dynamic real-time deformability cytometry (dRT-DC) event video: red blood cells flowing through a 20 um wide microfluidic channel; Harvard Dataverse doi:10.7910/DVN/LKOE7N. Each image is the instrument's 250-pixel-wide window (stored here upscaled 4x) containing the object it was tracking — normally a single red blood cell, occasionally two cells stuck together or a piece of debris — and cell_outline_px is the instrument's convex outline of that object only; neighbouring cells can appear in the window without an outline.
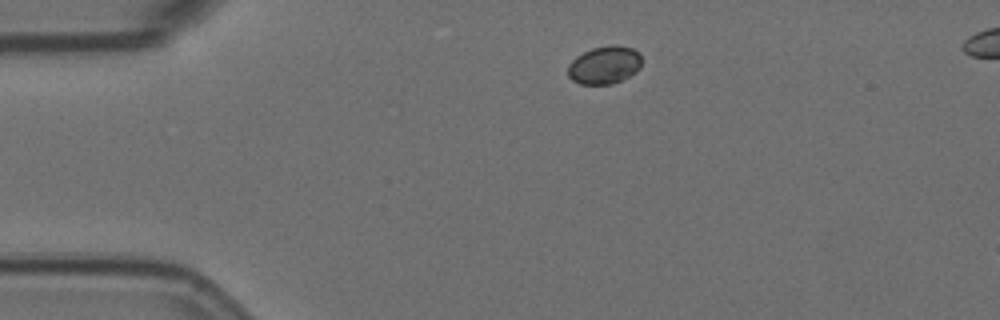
{"species": "Egyptian fruit bat (a non-hibernating species)", "species_latin": "Rousettus aegyptiacus", "temperature_condition": "room temperature", "stored_images_in_passage": 14, "camera_frame_rate_fps": 3000, "um_per_image_px": 0.085, "animal": {"sex": "female"}, "frame": {"image": 1, "passage_image": 1, "time_ms": 0.0, "image_size_px": [1000, 320], "cell_outline_px": [[640, 68], [636, 72], [612, 84], [580, 84], [572, 80], [568, 76], [568, 64], [576, 56], [592, 48], [612, 44], [616, 44], [632, 48], [640, 52]], "centroid_in_image_um": [51.37, 5.51], "position_along_channel_um": 33.6, "area_um2": 16.36}}
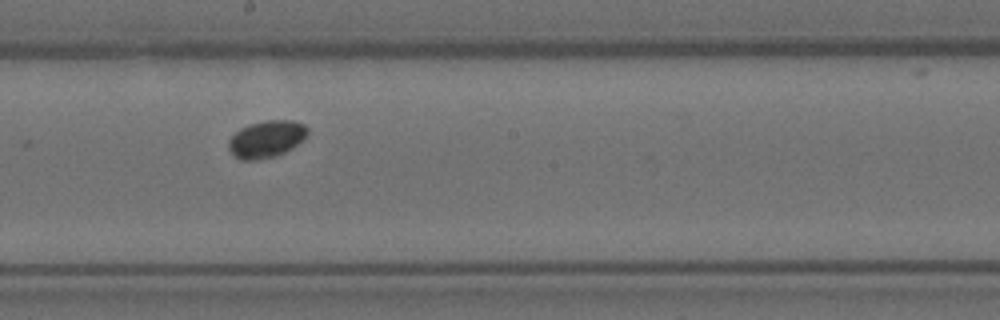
{"frame": {"image": 2, "passage_image": 7, "time_ms": 2.0, "image_size_px": [1000, 320], "cell_outline_px": [[308, 132], [304, 140], [292, 148], [276, 156], [256, 160], [240, 160], [228, 148], [228, 140], [240, 128], [248, 124], [268, 120], [292, 120], [304, 124], [308, 128]], "centroid_in_image_um": [22.66, 11.81], "position_along_channel_um": 225.5, "area_um2": 17.11}}
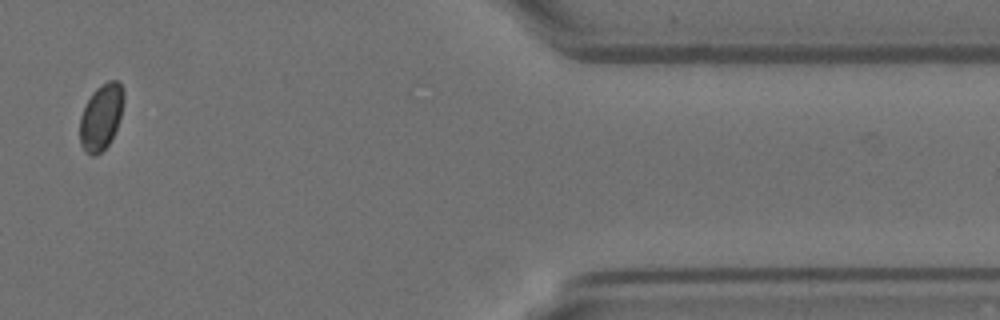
{"frame": {"image": 3, "passage_image": 11, "time_ms": 3.333, "image_size_px": [1000, 320], "cell_outline_px": [[124, 100], [120, 116], [116, 128], [108, 144], [96, 156], [92, 156], [84, 152], [80, 144], [80, 116], [92, 92], [96, 88], [108, 80], [116, 80], [120, 84], [124, 92]], "centroid_in_image_um": [8.58, 9.94], "position_along_channel_um": 402.8, "area_um2": 16.76}}